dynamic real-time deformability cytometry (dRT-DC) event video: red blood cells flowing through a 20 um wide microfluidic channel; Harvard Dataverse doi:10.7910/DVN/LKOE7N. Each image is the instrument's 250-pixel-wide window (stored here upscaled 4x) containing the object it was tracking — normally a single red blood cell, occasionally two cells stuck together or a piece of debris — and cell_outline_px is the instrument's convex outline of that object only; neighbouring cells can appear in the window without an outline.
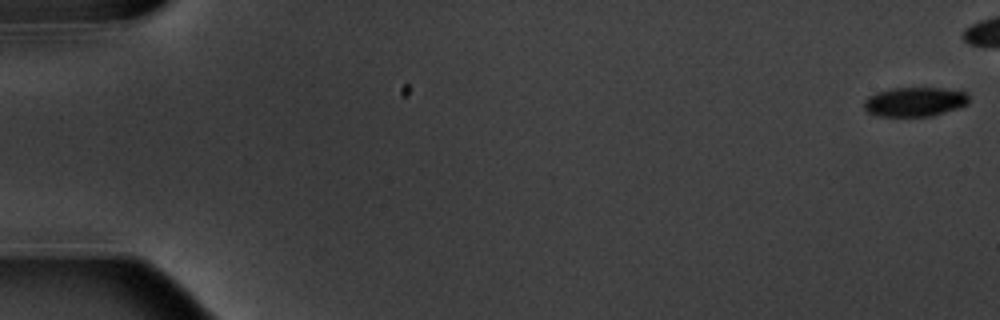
{"species": "common noctule bat (a hibernating species)", "species_latin": "Nyctalus noctula", "temperature_condition": "warm", "stored_images_in_passage": 13, "camera_frame_rate_fps": 3000, "um_per_image_px": 0.085, "animal": {"sex": "male", "body_mass_g": 20.1, "forearm_length_mm": 53.5}, "frame": {"image": 1, "passage_image": 1, "time_ms": 0.0, "image_size_px": [1000, 320], "cell_outline_px": [[968, 104], [932, 116], [880, 116], [868, 112], [864, 108], [864, 100], [868, 96], [876, 92], [892, 88], [940, 88], [968, 92]], "centroid_in_image_um": [77.74, 8.64], "position_along_channel_um": 7.3, "area_um2": 17.86}}